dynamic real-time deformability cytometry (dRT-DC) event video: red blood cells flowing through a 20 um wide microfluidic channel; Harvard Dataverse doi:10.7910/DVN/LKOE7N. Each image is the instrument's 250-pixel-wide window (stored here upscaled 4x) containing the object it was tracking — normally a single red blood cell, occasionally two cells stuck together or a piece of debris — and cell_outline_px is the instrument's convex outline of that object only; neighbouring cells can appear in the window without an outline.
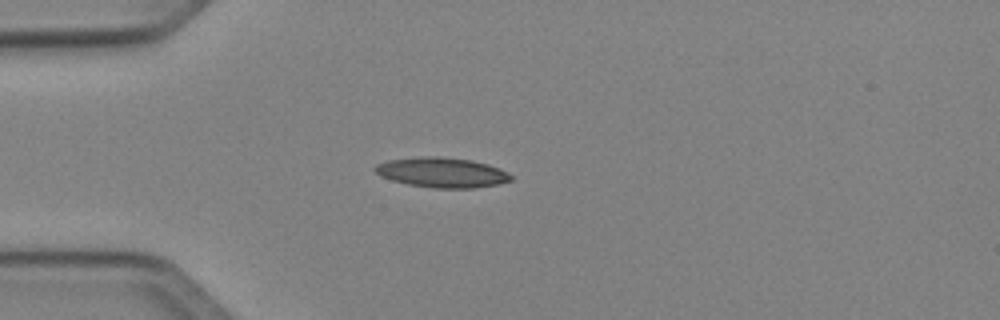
{"species": "Egyptian fruit bat (a non-hibernating species)", "species_latin": "Rousettus aegyptiacus", "temperature_condition": "cold", "stored_images_in_passage": 37, "camera_frame_rate_fps": 3000, "um_per_image_px": 0.085, "animal": {"sex": "female"}, "frame": {"image": 1, "passage_image": 1, "time_ms": 0.0, "image_size_px": [1000, 320], "cell_outline_px": [[512, 180], [500, 184], [476, 188], [432, 188], [408, 184], [392, 180], [380, 176], [372, 168], [376, 164], [388, 160], [420, 156], [440, 156], [472, 160], [488, 164], [500, 168], [508, 172], [512, 176]], "centroid_in_image_um": [37.58, 14.66], "position_along_channel_um": 47.4, "area_um2": 24.04}}
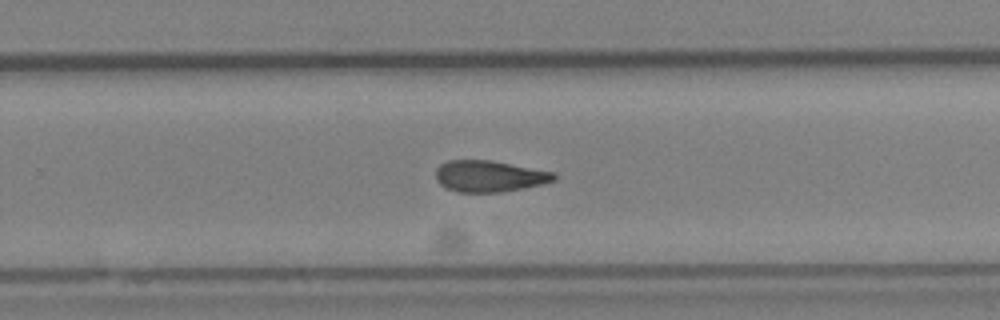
{"frame": {"image": 2, "passage_image": 20, "time_ms": 6.333, "image_size_px": [1000, 320], "cell_outline_px": [[556, 180], [544, 184], [524, 188], [500, 192], [460, 192], [444, 188], [436, 180], [436, 168], [440, 164], [448, 160], [492, 160], [552, 172], [556, 176]], "centroid_in_image_um": [41.56, 14.98], "position_along_channel_um": 288.2, "area_um2": 21.68}}
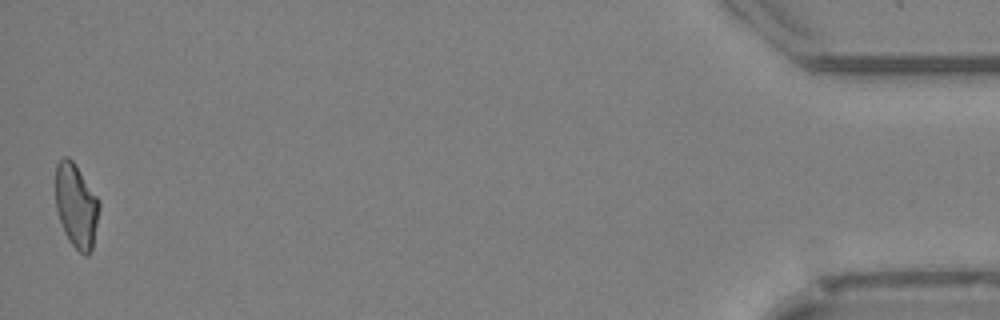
{"frame": {"image": 3, "passage_image": 37, "time_ms": 12.0, "image_size_px": [1000, 320], "cell_outline_px": [[100, 208], [92, 248], [84, 256], [68, 240], [64, 232], [56, 208], [56, 164], [64, 156], [68, 156], [72, 160], [100, 200]], "centroid_in_image_um": [6.48, 17.47], "position_along_channel_um": 428.7, "area_um2": 21.21}, "authors_computed_cell_mechanics": {"area_um2": 21.9062, "velocity_mm_per_s": 4.089, "shape_relaxation_time_tau1_ms": null, "shape_relaxation_time_tau2_ms": 7.8165, "deformation_change_tau1": null, "deformation_change_tau2": 0.1871}}